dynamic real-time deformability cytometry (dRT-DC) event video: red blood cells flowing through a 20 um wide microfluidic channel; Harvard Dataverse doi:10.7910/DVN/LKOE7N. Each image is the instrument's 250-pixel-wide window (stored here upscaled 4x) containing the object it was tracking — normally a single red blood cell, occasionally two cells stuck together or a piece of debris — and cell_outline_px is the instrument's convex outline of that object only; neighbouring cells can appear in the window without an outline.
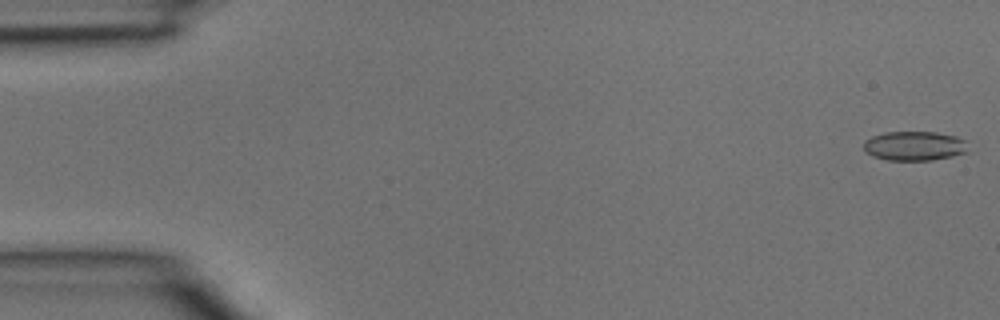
{"species": "common noctule bat (a hibernating species)", "species_latin": "Nyctalus noctula", "temperature_condition": "room temperature", "stored_images_in_passage": 4, "camera_frame_rate_fps": 3000, "um_per_image_px": 0.085, "animal": {"sex": "male", "body_mass_g": 15.6}, "frame": {"image": 1, "passage_image": 1, "time_ms": 0.0, "image_size_px": [1000, 320], "cell_outline_px": [[968, 152], [952, 156], [932, 160], [888, 160], [872, 156], [864, 148], [864, 140], [872, 136], [884, 132], [936, 132], [956, 136], [964, 140]], "centroid_in_image_um": [77.72, 12.4], "position_along_channel_um": 7.3, "area_um2": 17.8}}